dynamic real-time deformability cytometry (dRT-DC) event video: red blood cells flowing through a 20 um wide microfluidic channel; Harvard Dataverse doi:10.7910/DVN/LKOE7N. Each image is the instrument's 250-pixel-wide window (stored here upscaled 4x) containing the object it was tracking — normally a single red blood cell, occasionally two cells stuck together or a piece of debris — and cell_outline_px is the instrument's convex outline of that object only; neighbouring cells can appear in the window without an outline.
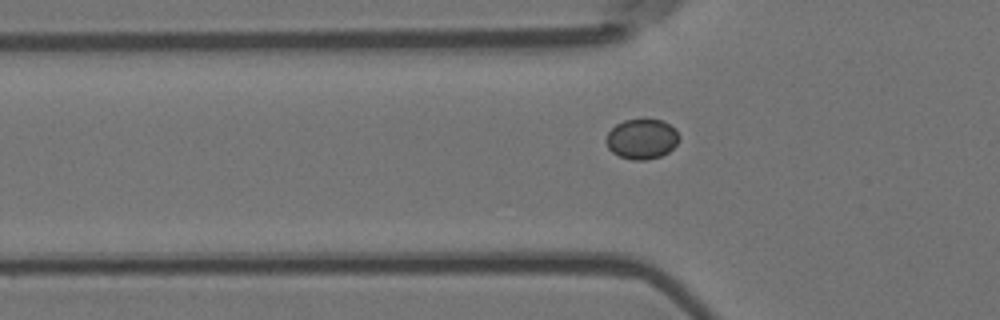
{"species": "Egyptian fruit bat (a non-hibernating species)", "species_latin": "Rousettus aegyptiacus", "temperature_condition": "room temperature", "stored_images_in_passage": 40, "camera_frame_rate_fps": 3000, "um_per_image_px": 0.085, "animal": {"sex": "female"}, "frame": {"image": 1, "passage_image": 6, "time_ms": 1.667, "image_size_px": [1000, 320], "cell_outline_px": [[680, 136], [676, 144], [668, 152], [660, 156], [644, 160], [632, 160], [620, 156], [612, 152], [608, 148], [604, 140], [608, 132], [616, 124], [624, 120], [660, 120], [676, 128]], "centroid_in_image_um": [54.54, 11.82], "position_along_channel_um": 71.3, "area_um2": 16.99}}
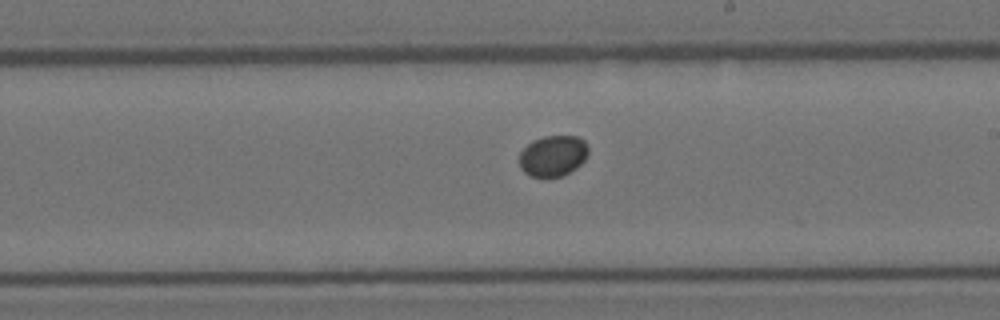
{"frame": {"image": 2, "passage_image": 20, "time_ms": 6.333, "image_size_px": [1000, 320], "cell_outline_px": [[588, 152], [584, 160], [576, 168], [564, 176], [544, 180], [532, 176], [524, 172], [520, 168], [520, 152], [532, 140], [544, 136], [576, 136], [584, 140], [588, 144]], "centroid_in_image_um": [47.0, 13.28], "position_along_channel_um": 242.0, "area_um2": 16.88}}
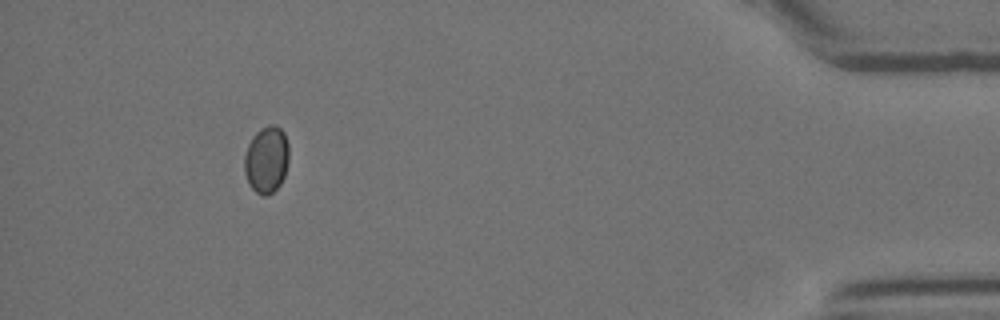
{"frame": {"image": 3, "passage_image": 39, "time_ms": 12.667, "image_size_px": [1000, 320], "cell_outline_px": [[288, 160], [284, 176], [280, 184], [272, 192], [264, 196], [256, 192], [248, 184], [244, 172], [244, 156], [248, 144], [252, 136], [260, 128], [268, 124], [276, 124], [284, 132], [288, 144]], "centroid_in_image_um": [22.64, 13.53], "position_along_channel_um": 412.6, "area_um2": 17.51}}